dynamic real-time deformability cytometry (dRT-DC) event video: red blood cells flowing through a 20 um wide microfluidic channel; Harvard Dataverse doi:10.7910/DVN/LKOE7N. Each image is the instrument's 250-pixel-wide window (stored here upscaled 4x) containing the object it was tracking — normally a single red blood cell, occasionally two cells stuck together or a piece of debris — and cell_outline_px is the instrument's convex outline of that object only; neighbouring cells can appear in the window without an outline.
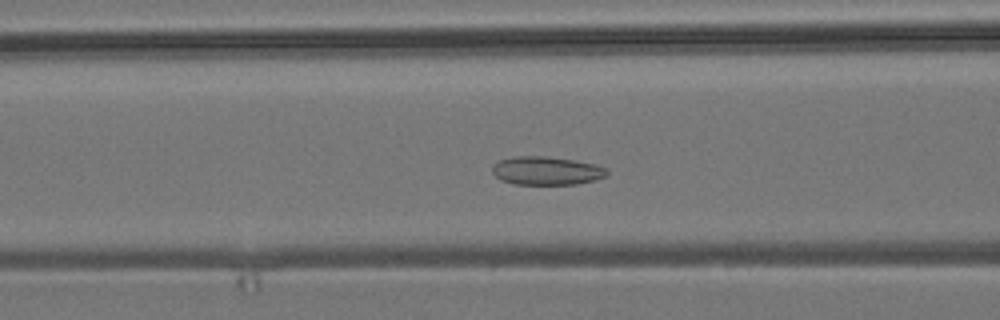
{"species": "common noctule bat (a hibernating species)", "species_latin": "Nyctalus noctula", "temperature_condition": "room temperature", "stored_images_in_passage": 41, "camera_frame_rate_fps": 3000, "um_per_image_px": 0.085, "animal": {"sex": "male", "body_mass_g": 19.2, "forearm_length_mm": 51.8}, "frame": {"image": 1, "passage_image": 17, "time_ms": 5.333, "image_size_px": [1000, 320], "cell_outline_px": [[608, 172], [604, 176], [596, 180], [576, 184], [512, 184], [500, 180], [492, 172], [492, 164], [500, 160], [512, 156], [544, 156], [576, 160], [596, 164], [608, 168]], "centroid_in_image_um": [46.44, 14.5], "position_along_channel_um": 120.2, "area_um2": 19.19}}
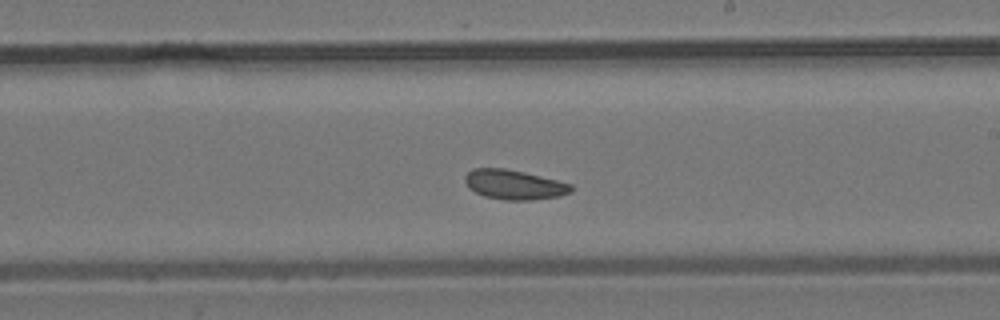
{"frame": {"image": 2, "passage_image": 27, "time_ms": 8.667, "image_size_px": [1000, 320], "cell_outline_px": [[576, 188], [572, 192], [560, 196], [532, 200], [504, 200], [484, 196], [468, 188], [464, 180], [464, 176], [472, 168], [504, 168], [524, 172], [572, 184]], "centroid_in_image_um": [43.71, 15.7], "position_along_channel_um": 245.3, "area_um2": 18.5}}
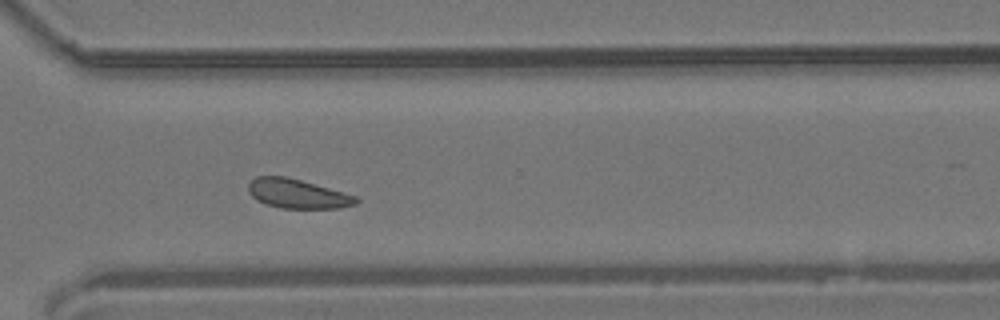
{"frame": {"image": 3, "passage_image": 35, "time_ms": 11.333, "image_size_px": [1000, 320], "cell_outline_px": [[360, 200], [356, 204], [340, 208], [280, 208], [264, 204], [256, 200], [248, 192], [248, 184], [256, 176], [288, 176], [356, 196]], "centroid_in_image_um": [25.26, 16.47], "position_along_channel_um": 345.3, "area_um2": 18.44}, "authors_computed_cell_mechanics": {"area_um2": 18.6116, "velocity_mm_per_s": 3.7551, "shape_relaxation_time_tau1_ms": null, "shape_relaxation_time_tau2_ms": 4.7561, "deformation_change_tau1": null, "deformation_change_tau2": 0.091}}